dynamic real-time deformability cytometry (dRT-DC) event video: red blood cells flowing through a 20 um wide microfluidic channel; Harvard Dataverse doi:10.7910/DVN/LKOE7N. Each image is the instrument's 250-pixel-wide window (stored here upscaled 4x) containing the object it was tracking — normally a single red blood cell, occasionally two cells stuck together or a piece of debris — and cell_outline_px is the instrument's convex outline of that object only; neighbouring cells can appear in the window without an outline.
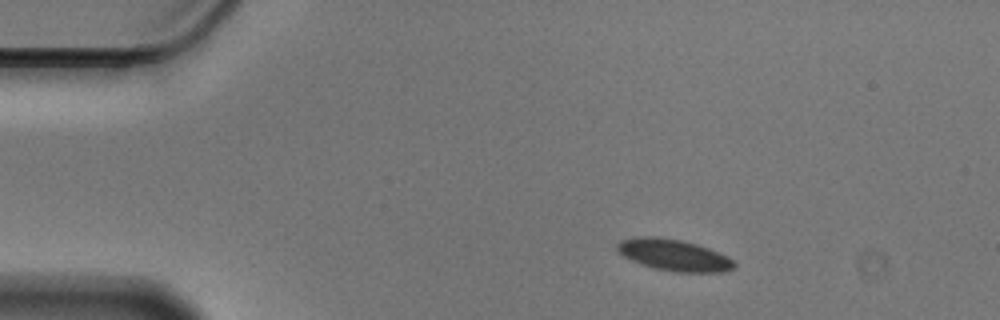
{"species": "Egyptian fruit bat (a non-hibernating species)", "species_latin": "Rousettus aegyptiacus", "temperature_condition": "cold", "stored_images_in_passage": 48, "camera_frame_rate_fps": 3000, "um_per_image_px": 0.085, "animal": {"sex": "male"}, "frame": {"image": 1, "passage_image": 1, "time_ms": 0.0, "image_size_px": [1000, 320], "cell_outline_px": [[736, 268], [724, 272], [672, 272], [652, 268], [632, 260], [624, 256], [616, 248], [616, 244], [620, 240], [640, 236], [656, 236], [680, 240], [696, 244], [708, 248], [728, 256], [736, 264]], "centroid_in_image_um": [57.29, 21.69], "position_along_channel_um": 27.7, "area_um2": 21.56}}
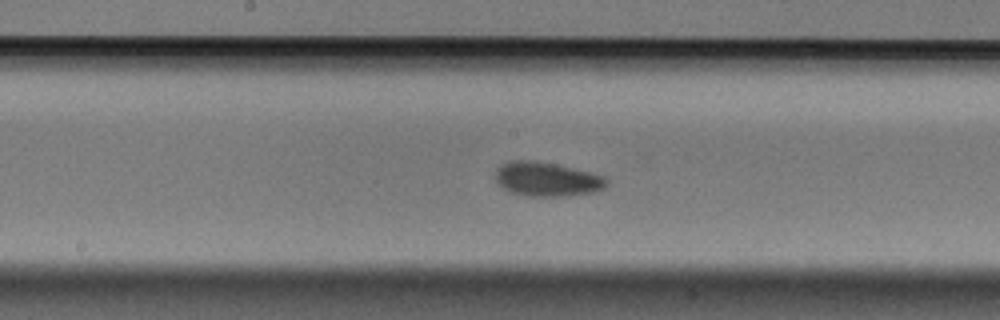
{"frame": {"image": 2, "passage_image": 21, "time_ms": 6.667, "image_size_px": [1000, 320], "cell_outline_px": [[608, 184], [604, 188], [592, 192], [568, 196], [528, 196], [512, 192], [496, 184], [496, 168], [500, 164], [508, 160], [536, 160], [556, 164], [604, 176], [608, 180]], "centroid_in_image_um": [46.45, 15.22], "position_along_channel_um": 201.8, "area_um2": 22.25}}
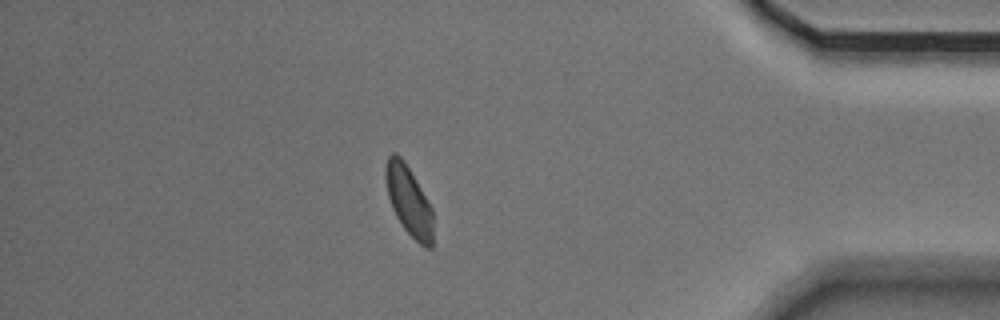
{"frame": {"image": 3, "passage_image": 41, "time_ms": 13.333, "image_size_px": [1000, 320], "cell_outline_px": [[432, 248], [424, 248], [404, 228], [396, 216], [392, 208], [388, 196], [384, 176], [384, 168], [388, 156], [392, 152], [396, 152], [404, 160], [432, 208]], "centroid_in_image_um": [34.72, 17.03], "position_along_channel_um": 400.5, "area_um2": 19.13}, "authors_computed_cell_mechanics": {"area_um2": 20.6346, "velocity_mm_per_s": 3.5181, "shape_relaxation_time_tau1_ms": 2.6102, "shape_relaxation_time_tau2_ms": 2.8058, "deformation_change_tau1": 0.0687, "deformation_change_tau2": 0.0514}}